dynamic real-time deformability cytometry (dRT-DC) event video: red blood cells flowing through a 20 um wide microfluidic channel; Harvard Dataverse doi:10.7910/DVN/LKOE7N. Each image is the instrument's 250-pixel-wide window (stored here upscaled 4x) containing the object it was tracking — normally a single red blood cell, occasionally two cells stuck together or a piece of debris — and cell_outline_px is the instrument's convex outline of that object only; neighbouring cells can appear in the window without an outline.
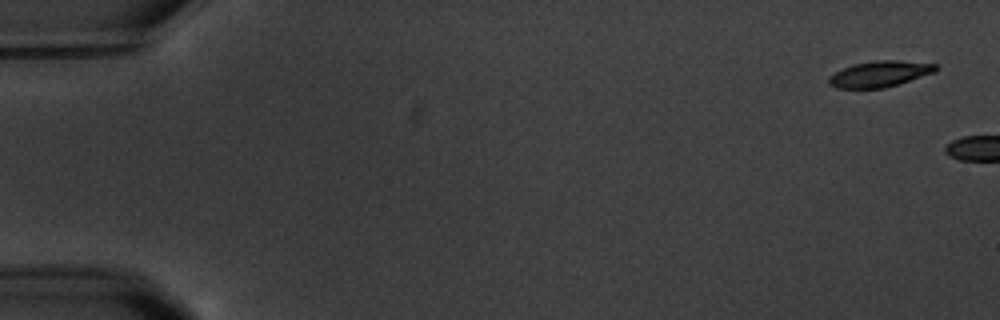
{"species": "common noctule bat (a hibernating species)", "species_latin": "Nyctalus noctula", "temperature_condition": "warm", "stored_images_in_passage": 2, "camera_frame_rate_fps": 3000, "um_per_image_px": 0.085, "animal": {"sex": "male", "body_mass_g": 20.1, "forearm_length_mm": 53.5}, "frame": {"image": 1, "passage_image": 1, "time_ms": 0.0, "image_size_px": [1000, 320], "cell_outline_px": [[936, 72], [884, 88], [836, 88], [828, 84], [828, 76], [844, 68], [856, 64], [876, 60], [900, 60], [936, 64]], "centroid_in_image_um": [74.77, 6.29], "position_along_channel_um": 10.2, "area_um2": 16.01}}